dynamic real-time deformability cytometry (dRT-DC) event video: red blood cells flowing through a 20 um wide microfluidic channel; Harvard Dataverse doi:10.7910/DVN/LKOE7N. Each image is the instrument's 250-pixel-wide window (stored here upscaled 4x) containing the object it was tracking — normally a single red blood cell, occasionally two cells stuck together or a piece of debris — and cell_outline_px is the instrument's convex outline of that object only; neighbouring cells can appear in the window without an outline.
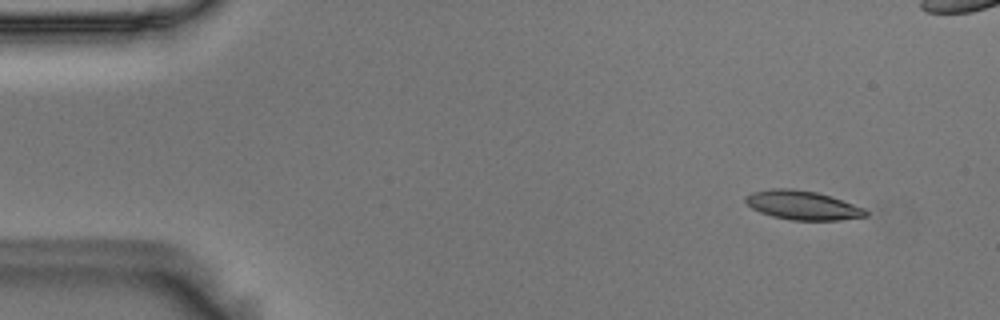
{"species": "Egyptian fruit bat (a non-hibernating species)", "species_latin": "Rousettus aegyptiacus", "temperature_condition": "room temperature", "stored_images_in_passage": 5, "camera_frame_rate_fps": 3000, "um_per_image_px": 0.085, "animal": {"sex": "male"}, "frame": {"image": 1, "passage_image": 1, "time_ms": 0.0, "image_size_px": [1000, 320], "cell_outline_px": [[868, 216], [840, 220], [792, 220], [772, 216], [760, 212], [752, 208], [744, 200], [744, 196], [752, 192], [772, 188], [792, 188], [816, 192], [832, 196], [864, 208], [868, 212]], "centroid_in_image_um": [68.22, 17.44], "position_along_channel_um": 16.8, "area_um2": 20.4}}
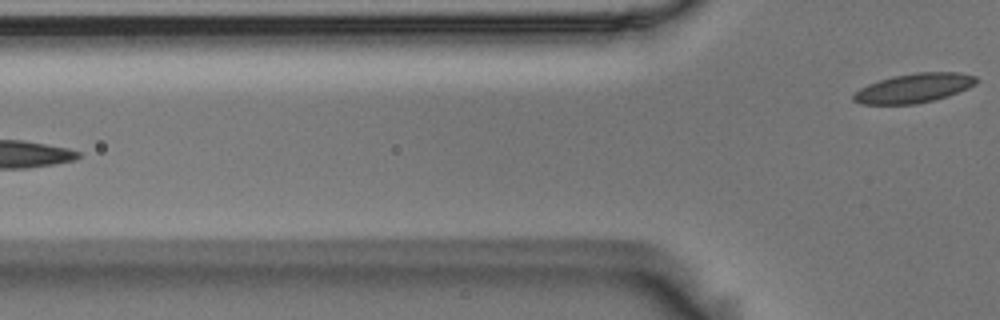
{"frame": {"image": 2, "passage_image": 5, "time_ms": 1.333, "image_size_px": [1000, 320], "cell_outline_px": [[980, 80], [976, 84], [968, 88], [948, 96], [916, 104], [860, 104], [852, 100], [852, 96], [860, 88], [868, 84], [880, 80], [896, 76], [916, 72], [960, 72], [976, 76]], "centroid_in_image_um": [77.71, 7.48], "position_along_channel_um": 48.1, "area_um2": 20.92}}